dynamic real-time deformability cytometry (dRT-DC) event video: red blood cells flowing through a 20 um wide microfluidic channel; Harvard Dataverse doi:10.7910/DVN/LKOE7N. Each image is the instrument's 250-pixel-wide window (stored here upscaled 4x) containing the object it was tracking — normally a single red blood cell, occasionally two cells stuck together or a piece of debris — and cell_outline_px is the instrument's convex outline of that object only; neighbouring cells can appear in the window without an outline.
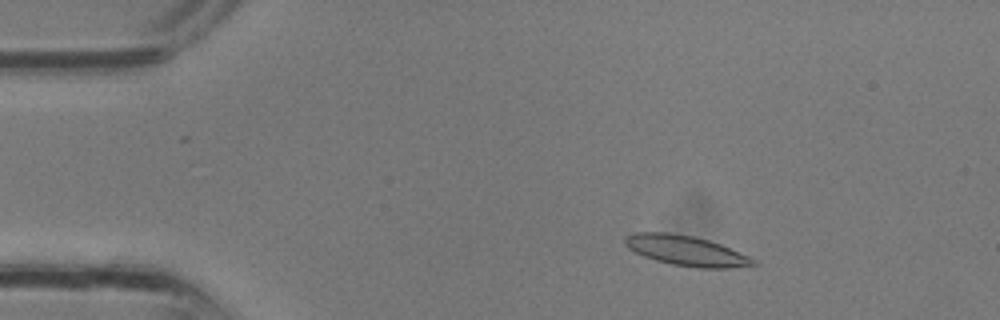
{"species": "common noctule bat (a hibernating species)", "species_latin": "Nyctalus noctula", "temperature_condition": "room temperature", "stored_images_in_passage": 2, "camera_frame_rate_fps": 3000, "um_per_image_px": 0.085, "animal": {"sex": "male", "body_mass_g": 13.3}, "frame": {"image": 1, "passage_image": 1, "time_ms": 0.0, "image_size_px": [1000, 320], "cell_outline_px": [[760, 264], [732, 268], [696, 268], [672, 264], [656, 260], [644, 256], [628, 248], [624, 244], [624, 236], [636, 232], [668, 232], [692, 236], [708, 240], [720, 244], [748, 256], [756, 260]], "centroid_in_image_um": [58.31, 21.31], "position_along_channel_um": 26.7, "area_um2": 22.48}}